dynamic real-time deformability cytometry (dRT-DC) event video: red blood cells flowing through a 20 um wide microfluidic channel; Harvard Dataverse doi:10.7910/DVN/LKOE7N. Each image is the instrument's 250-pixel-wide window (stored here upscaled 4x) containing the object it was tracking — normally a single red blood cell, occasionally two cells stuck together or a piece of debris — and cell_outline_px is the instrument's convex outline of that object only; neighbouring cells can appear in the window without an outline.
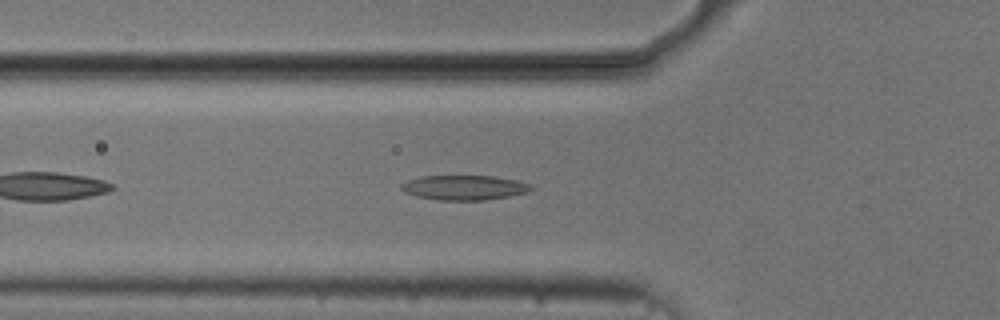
{"species": "common noctule bat (a hibernating species)", "species_latin": "Nyctalus noctula", "temperature_condition": "cold", "stored_images_in_passage": 41, "camera_frame_rate_fps": 3000, "um_per_image_px": 0.085, "animal": {"sex": "male", "body_mass_g": 20.5, "forearm_length_mm": 52.5}, "frame": {"image": 1, "passage_image": 6, "time_ms": 1.667, "image_size_px": [1000, 320], "cell_outline_px": [[532, 188], [528, 192], [508, 196], [484, 200], [436, 200], [416, 196], [404, 192], [400, 188], [400, 184], [408, 180], [420, 176], [492, 176], [516, 180], [528, 184]], "centroid_in_image_um": [39.39, 15.94], "position_along_channel_um": 86.4, "area_um2": 18.61}}
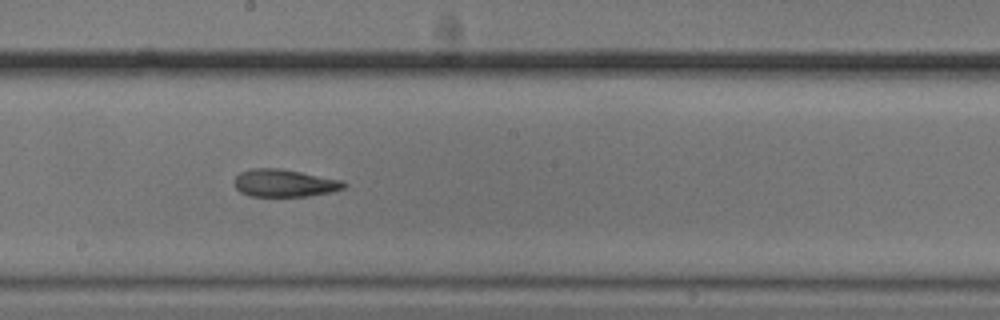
{"frame": {"image": 2, "passage_image": 17, "time_ms": 5.333, "image_size_px": [1000, 320], "cell_outline_px": [[348, 184], [344, 188], [332, 192], [308, 196], [248, 196], [240, 192], [236, 188], [236, 176], [240, 172], [252, 168], [280, 168], [344, 180]], "centroid_in_image_um": [24.22, 15.56], "position_along_channel_um": 224.0, "area_um2": 17.69}}
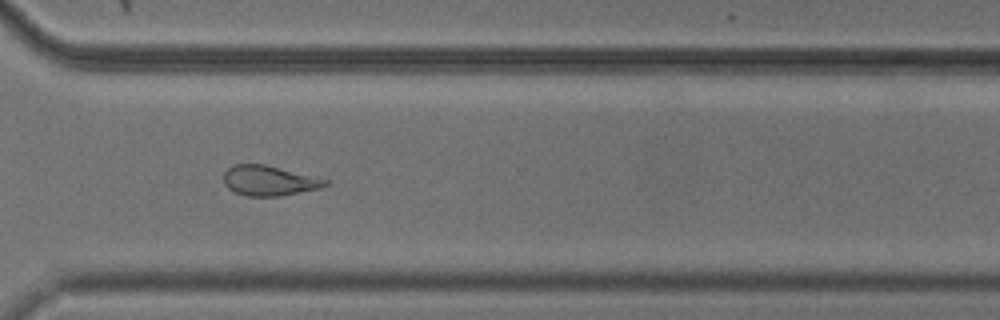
{"frame": {"image": 3, "passage_image": 27, "time_ms": 8.667, "image_size_px": [1000, 320], "cell_outline_px": [[332, 180], [328, 184], [320, 188], [280, 196], [248, 196], [232, 192], [224, 184], [224, 172], [232, 164], [264, 164]], "centroid_in_image_um": [22.88, 15.35], "position_along_channel_um": 347.7, "area_um2": 17.98}, "authors_computed_cell_mechanics": {"area_um2": 18.6116, "velocity_mm_per_s": 3.7256, "shape_relaxation_time_tau1_ms": null, "shape_relaxation_time_tau2_ms": 5.2158, "deformation_change_tau1": null, "deformation_change_tau2": 0.1538}}